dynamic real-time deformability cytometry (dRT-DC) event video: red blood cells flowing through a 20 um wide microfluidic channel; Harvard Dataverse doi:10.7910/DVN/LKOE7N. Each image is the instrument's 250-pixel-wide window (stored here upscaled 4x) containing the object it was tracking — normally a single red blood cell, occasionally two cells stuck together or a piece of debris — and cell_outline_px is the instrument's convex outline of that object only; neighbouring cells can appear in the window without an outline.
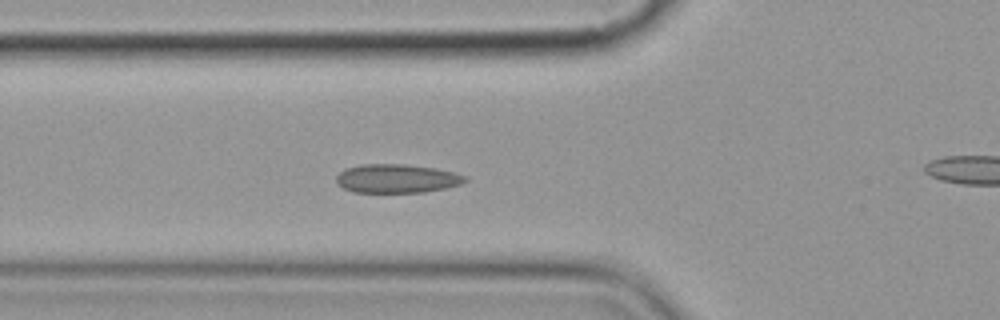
{"species": "common noctule bat (a hibernating species)", "species_latin": "Nyctalus noctula", "temperature_condition": "cold", "stored_images_in_passage": 7, "segment_of_instrument_passage": [1, 2], "camera_frame_rate_fps": 3000, "um_per_image_px": 0.085, "animal": {"sex": "female", "body_mass_g": 19.9}, "frame": {"image": 1, "passage_image": 6, "time_ms": 6.0, "image_size_px": [1000, 320], "cell_outline_px": [[468, 180], [460, 184], [444, 188], [424, 192], [352, 192], [336, 184], [336, 176], [344, 168], [360, 164], [404, 164], [432, 168], [452, 172], [468, 176]], "centroid_in_image_um": [33.68, 15.17], "position_along_channel_um": 92.1, "area_um2": 21.56}}